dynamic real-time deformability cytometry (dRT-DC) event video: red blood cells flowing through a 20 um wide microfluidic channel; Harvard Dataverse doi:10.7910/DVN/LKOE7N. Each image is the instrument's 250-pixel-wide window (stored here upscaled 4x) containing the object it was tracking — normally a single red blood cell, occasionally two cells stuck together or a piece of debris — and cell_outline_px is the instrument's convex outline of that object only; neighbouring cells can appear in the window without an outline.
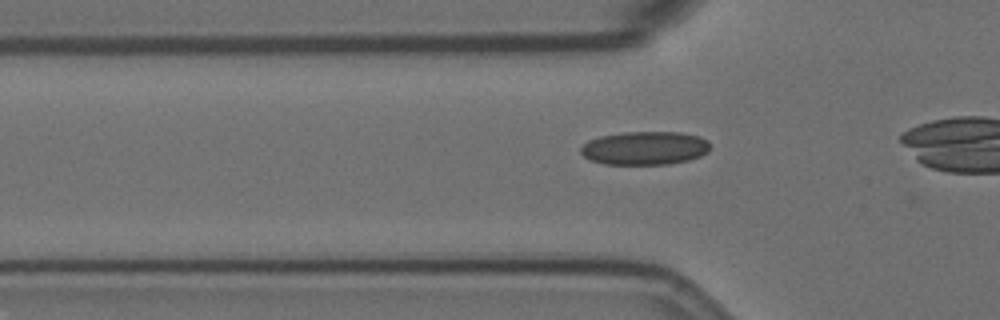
{"species": "Egyptian fruit bat (a non-hibernating species)", "species_latin": "Rousettus aegyptiacus", "temperature_condition": "room temperature", "stored_images_in_passage": 15, "camera_frame_rate_fps": 3000, "um_per_image_px": 0.085, "animal": {"sex": "female"}, "frame": {"image": 1, "passage_image": 5, "time_ms": 1.333, "image_size_px": [1000, 320], "cell_outline_px": [[708, 152], [700, 156], [688, 160], [668, 164], [604, 164], [592, 160], [584, 156], [580, 152], [580, 148], [588, 140], [600, 136], [624, 132], [680, 132], [700, 136], [708, 140]], "centroid_in_image_um": [54.81, 12.58], "position_along_channel_um": 71.0, "area_um2": 25.2}}
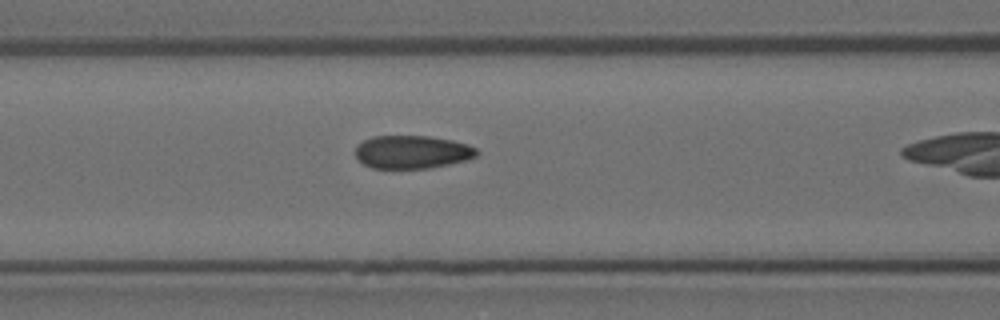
{"frame": {"image": 2, "passage_image": 10, "time_ms": 3.0, "image_size_px": [1000, 320], "cell_outline_px": [[480, 152], [476, 156], [468, 160], [428, 168], [372, 168], [364, 164], [356, 156], [356, 148], [364, 140], [372, 136], [428, 136], [452, 140], [468, 144], [476, 148]], "centroid_in_image_um": [35.07, 12.91], "position_along_channel_um": 131.5, "area_um2": 23.35}}
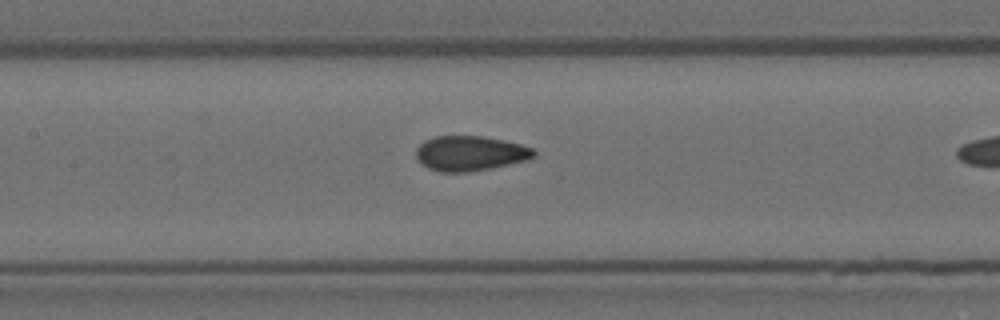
{"frame": {"image": 3, "passage_image": 13, "time_ms": 4.0, "image_size_px": [1000, 320], "cell_outline_px": [[536, 156], [528, 160], [492, 168], [468, 172], [440, 172], [428, 168], [420, 164], [416, 156], [416, 148], [424, 140], [436, 136], [484, 136], [504, 140], [520, 144], [532, 148], [536, 152]], "centroid_in_image_um": [39.96, 13.04], "position_along_channel_um": 167.4, "area_um2": 24.22}}